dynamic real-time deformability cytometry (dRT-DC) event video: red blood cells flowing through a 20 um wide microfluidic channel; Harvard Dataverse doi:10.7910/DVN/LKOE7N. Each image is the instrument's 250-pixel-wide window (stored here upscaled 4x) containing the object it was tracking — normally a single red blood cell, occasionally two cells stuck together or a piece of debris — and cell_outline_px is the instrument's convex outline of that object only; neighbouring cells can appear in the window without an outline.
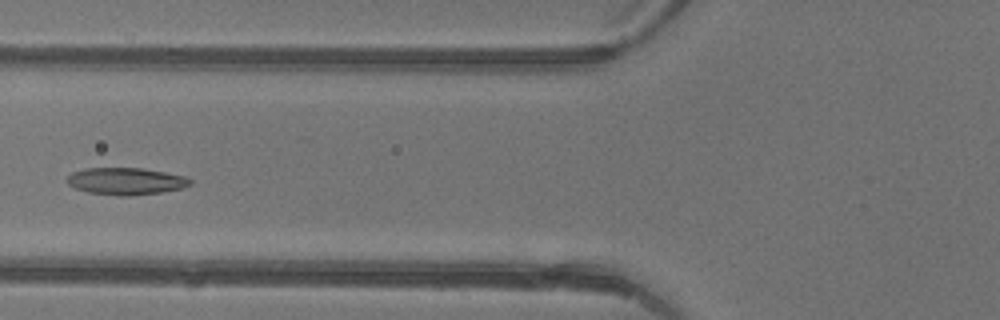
{"species": "common noctule bat (a hibernating species)", "species_latin": "Nyctalus noctula", "temperature_condition": "warm", "stored_images_in_passage": 29, "camera_frame_rate_fps": 3000, "um_per_image_px": 0.085, "animal": {"sex": "female"}, "frame": {"image": 1, "passage_image": 4, "time_ms": 1.0, "image_size_px": [1000, 320], "cell_outline_px": [[192, 184], [180, 188], [160, 192], [132, 196], [120, 196], [88, 192], [76, 188], [68, 184], [64, 180], [72, 172], [84, 168], [144, 168], [184, 176], [192, 180]], "centroid_in_image_um": [10.67, 15.4], "position_along_channel_um": 115.1, "area_um2": 19.42}}
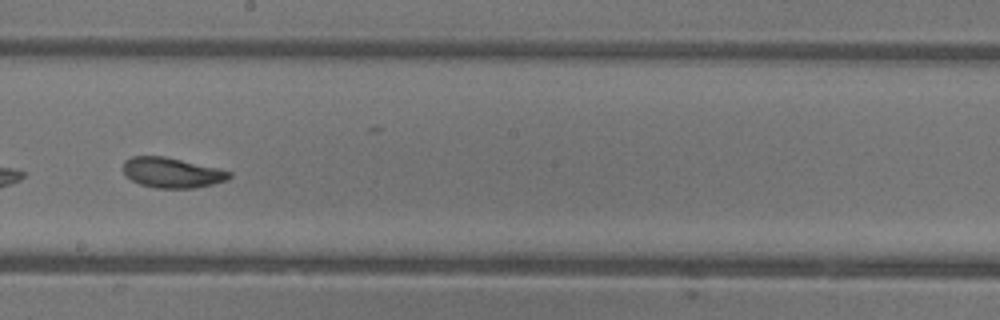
{"frame": {"image": 2, "passage_image": 12, "time_ms": 3.667, "image_size_px": [1000, 320], "cell_outline_px": [[232, 176], [228, 180], [212, 184], [192, 188], [156, 188], [140, 184], [132, 180], [124, 172], [124, 160], [132, 156], [164, 156], [220, 168], [232, 172]], "centroid_in_image_um": [14.65, 14.67], "position_along_channel_um": 233.5, "area_um2": 18.67}}
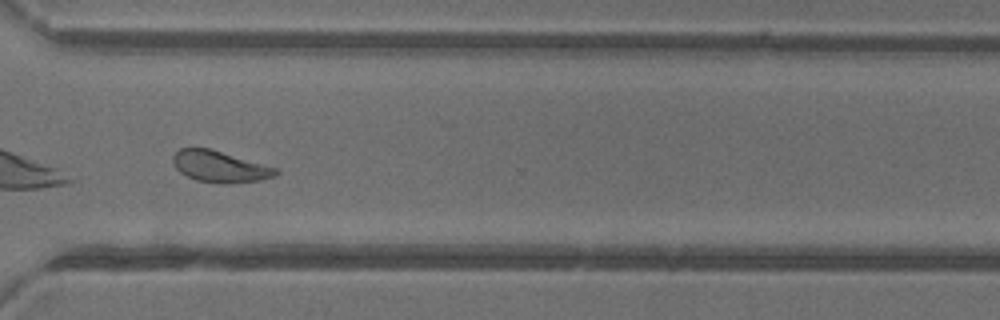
{"frame": {"image": 3, "passage_image": 20, "time_ms": 6.333, "image_size_px": [1000, 320], "cell_outline_px": [[280, 172], [276, 176], [260, 180], [220, 184], [196, 180], [180, 172], [172, 164], [172, 156], [180, 148], [208, 148], [276, 168]], "centroid_in_image_um": [18.65, 14.17], "position_along_channel_um": 351.9, "area_um2": 18.55}, "authors_computed_cell_mechanics": {"area_um2": 18.9584, "velocity_mm_per_s": 4.4391, "shape_relaxation_time_tau1_ms": 2.8523, "shape_relaxation_time_tau2_ms": 2.1123, "deformation_change_tau1": 0.1345, "deformation_change_tau2": 0.0809}}